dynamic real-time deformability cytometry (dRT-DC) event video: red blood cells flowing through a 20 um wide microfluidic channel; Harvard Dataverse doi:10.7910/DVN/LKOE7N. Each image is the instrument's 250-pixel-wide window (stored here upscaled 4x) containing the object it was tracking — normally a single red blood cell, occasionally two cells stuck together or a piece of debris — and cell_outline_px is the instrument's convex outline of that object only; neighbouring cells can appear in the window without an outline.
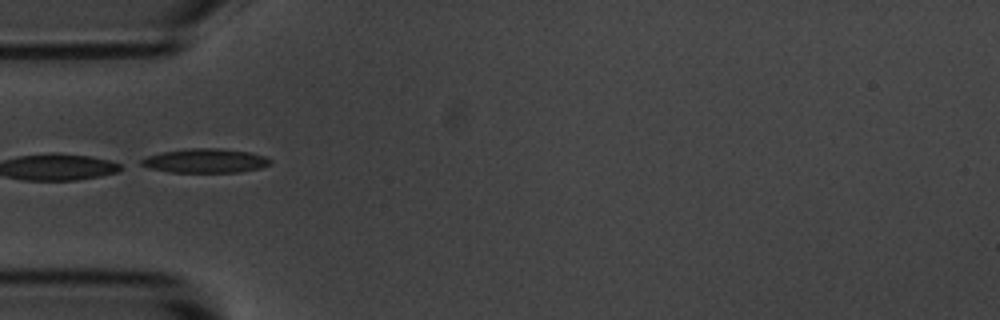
{"species": "common noctule bat (a hibernating species)", "species_latin": "Nyctalus noctula", "temperature_condition": "room temperature", "stored_images_in_passage": 7, "camera_frame_rate_fps": 3000, "um_per_image_px": 0.085, "animal": {"sex": "male", "body_mass_g": 20.1, "forearm_length_mm": 53.5}, "frame": {"image": 1, "passage_image": 5, "time_ms": 4.667, "image_size_px": [1000, 320], "cell_outline_px": [[272, 164], [260, 168], [240, 172], [168, 172], [152, 168], [140, 164], [140, 160], [148, 156], [164, 152], [192, 148], [220, 148], [252, 152], [264, 156], [272, 160]], "centroid_in_image_um": [17.52, 13.66], "position_along_channel_um": 67.5, "area_um2": 18.09}}
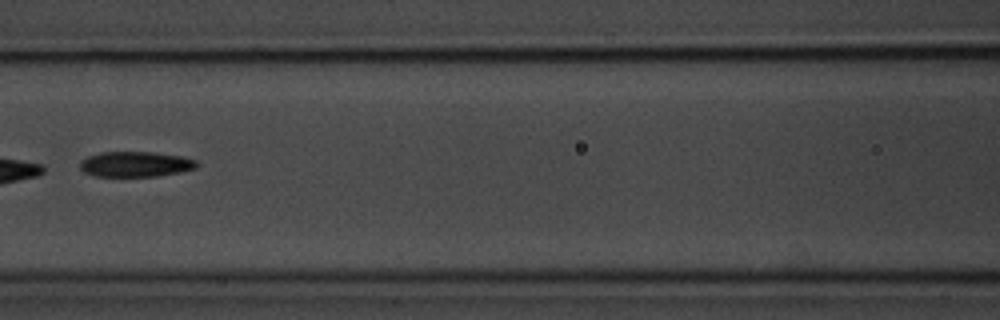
{"frame": {"image": 2, "passage_image": 7, "time_ms": 7.0, "image_size_px": [1000, 320], "cell_outline_px": [[200, 164], [196, 168], [180, 172], [156, 176], [96, 176], [84, 172], [80, 168], [80, 160], [88, 156], [100, 152], [152, 152], [184, 156], [196, 160]], "centroid_in_image_um": [11.54, 13.95], "position_along_channel_um": 155.1, "area_um2": 17.34}}